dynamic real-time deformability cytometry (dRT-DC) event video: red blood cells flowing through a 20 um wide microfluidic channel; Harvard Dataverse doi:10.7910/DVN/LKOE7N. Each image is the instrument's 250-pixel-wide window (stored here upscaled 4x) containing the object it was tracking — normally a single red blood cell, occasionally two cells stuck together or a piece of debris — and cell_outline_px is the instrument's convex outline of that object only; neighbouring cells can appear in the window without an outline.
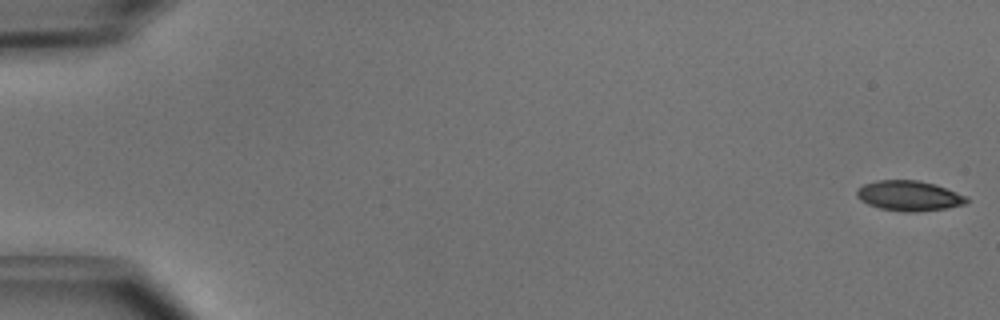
{"species": "common noctule bat (a hibernating species)", "species_latin": "Nyctalus noctula", "temperature_condition": "cold", "stored_images_in_passage": 49, "camera_frame_rate_fps": 3000, "um_per_image_px": 0.085, "animal": {"sex": "male", "body_mass_g": 15.6}, "frame": {"image": 1, "passage_image": 1, "time_ms": 0.0, "image_size_px": [1000, 320], "cell_outline_px": [[968, 200], [964, 204], [948, 208], [916, 212], [904, 212], [880, 208], [868, 204], [860, 200], [856, 196], [856, 188], [864, 184], [876, 180], [916, 180], [936, 184], [968, 196]], "centroid_in_image_um": [77.26, 16.64], "position_along_channel_um": 7.7, "area_um2": 19.48}}
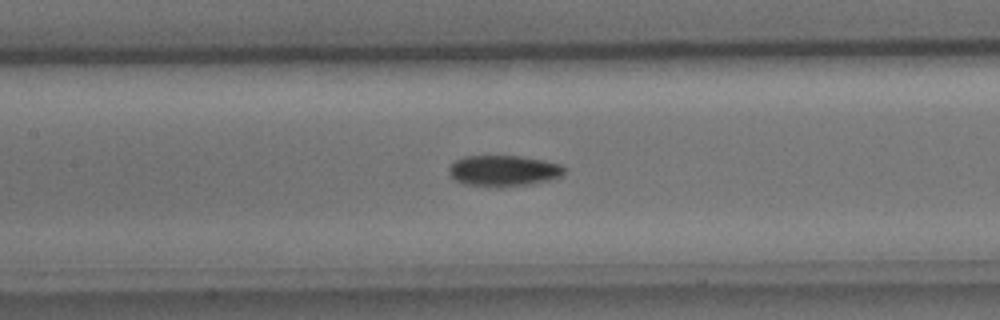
{"frame": {"image": 2, "passage_image": 24, "time_ms": 7.667, "image_size_px": [1000, 320], "cell_outline_px": [[568, 168], [560, 176], [552, 180], [528, 184], [496, 188], [488, 188], [464, 184], [456, 180], [448, 172], [448, 168], [456, 160], [464, 156], [520, 156], [544, 160], [560, 164]], "centroid_in_image_um": [42.81, 14.53], "position_along_channel_um": 164.6, "area_um2": 21.15}}
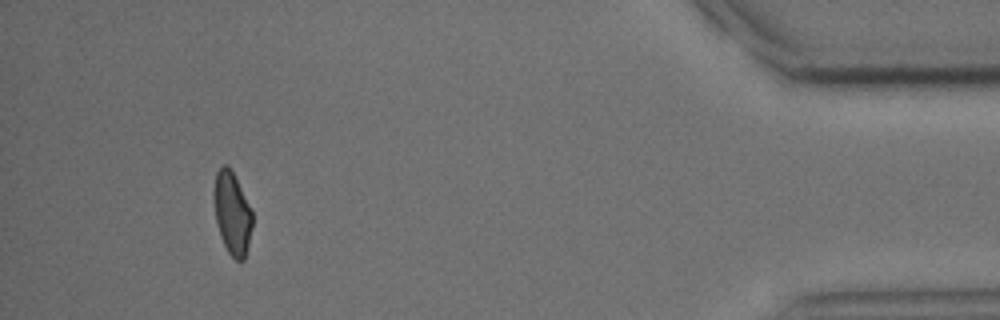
{"frame": {"image": 3, "passage_image": 47, "time_ms": 15.333, "image_size_px": [1000, 320], "cell_outline_px": [[252, 228], [244, 260], [236, 260], [228, 252], [220, 236], [216, 224], [212, 196], [212, 192], [216, 172], [224, 164], [228, 164], [252, 212]], "centroid_in_image_um": [19.69, 18.12], "position_along_channel_um": 415.5, "area_um2": 18.44}}